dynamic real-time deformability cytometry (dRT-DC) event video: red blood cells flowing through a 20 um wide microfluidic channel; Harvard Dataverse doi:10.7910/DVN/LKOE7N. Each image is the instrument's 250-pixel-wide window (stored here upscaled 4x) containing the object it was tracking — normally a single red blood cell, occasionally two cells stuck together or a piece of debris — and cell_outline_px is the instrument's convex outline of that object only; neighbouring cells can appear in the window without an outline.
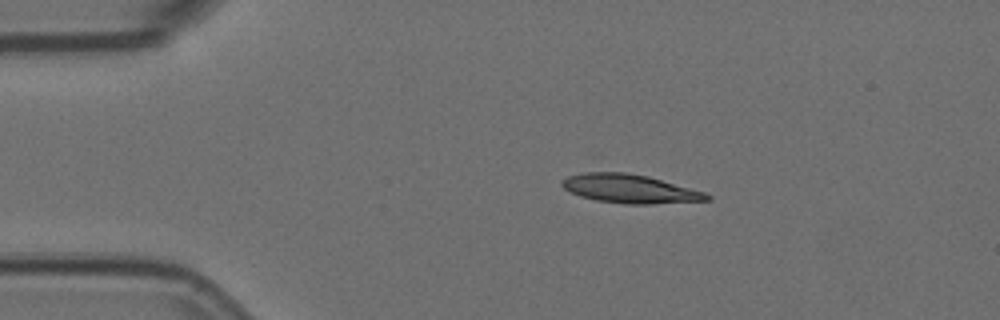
{"species": "Egyptian fruit bat (a non-hibernating species)", "species_latin": "Rousettus aegyptiacus", "temperature_condition": "room temperature", "stored_images_in_passage": 7, "camera_frame_rate_fps": 3000, "um_per_image_px": 0.085, "animal": {"sex": "female"}, "frame": {"image": 1, "passage_image": 2, "time_ms": 0.333, "image_size_px": [1000, 320], "cell_outline_px": [[712, 200], [652, 204], [624, 204], [596, 200], [580, 196], [568, 192], [560, 184], [560, 180], [568, 176], [580, 172], [624, 172], [648, 176], [704, 192], [712, 196]], "centroid_in_image_um": [53.49, 16.04], "position_along_channel_um": 31.5, "area_um2": 24.39}}
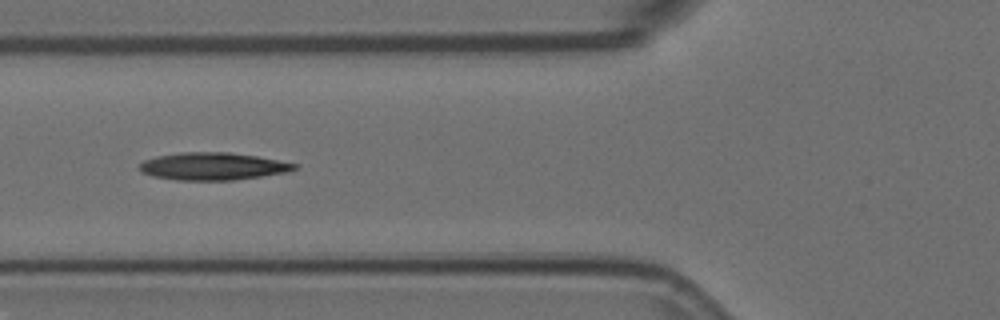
{"frame": {"image": 2, "passage_image": 5, "time_ms": 1.333, "image_size_px": [1000, 320], "cell_outline_px": [[300, 168], [288, 172], [232, 180], [176, 180], [152, 176], [140, 172], [140, 164], [144, 160], [156, 156], [184, 152], [228, 152], [256, 156], [300, 164]], "centroid_in_image_um": [18.12, 14.13], "position_along_channel_um": 107.7, "area_um2": 24.85}}
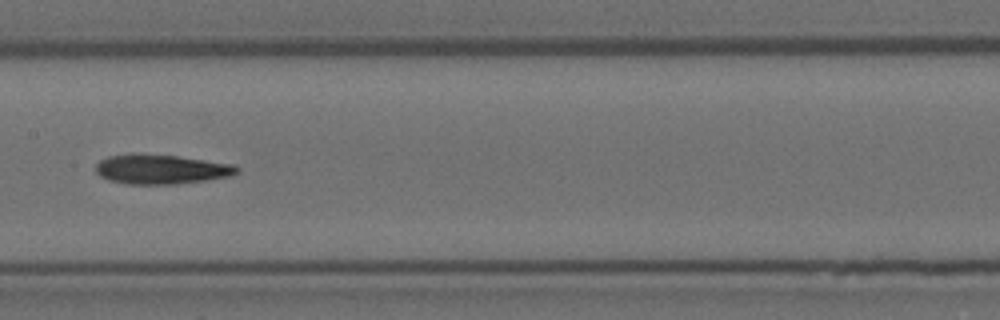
{"frame": {"image": 3, "passage_image": 7, "time_ms": 2.0, "image_size_px": [1000, 320], "cell_outline_px": [[240, 172], [232, 176], [176, 184], [128, 184], [108, 180], [100, 176], [96, 172], [96, 164], [100, 160], [108, 156], [132, 152], [176, 156], [236, 164], [240, 168]], "centroid_in_image_um": [13.7, 14.37], "position_along_channel_um": 193.7, "area_um2": 24.68}}